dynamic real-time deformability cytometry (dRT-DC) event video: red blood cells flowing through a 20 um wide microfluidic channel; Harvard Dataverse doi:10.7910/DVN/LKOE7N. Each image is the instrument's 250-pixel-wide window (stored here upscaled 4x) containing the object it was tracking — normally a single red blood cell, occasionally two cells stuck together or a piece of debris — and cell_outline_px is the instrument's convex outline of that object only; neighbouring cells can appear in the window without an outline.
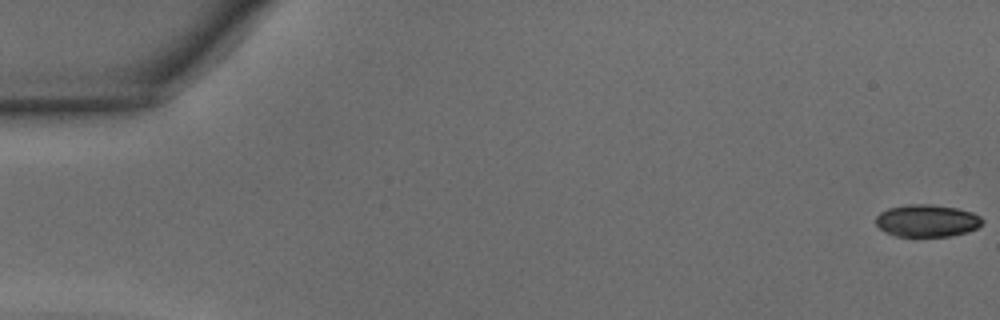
{"species": "common noctule bat (a hibernating species)", "species_latin": "Nyctalus noctula", "temperature_condition": "warm", "stored_images_in_passage": 43, "camera_frame_rate_fps": 3000, "um_per_image_px": 0.085, "animal": {"sex": "male", "body_mass_g": 15.6}, "frame": {"image": 1, "passage_image": 1, "time_ms": 0.0, "image_size_px": [1000, 320], "cell_outline_px": [[984, 220], [976, 228], [968, 232], [952, 236], [896, 236], [884, 232], [876, 224], [876, 216], [880, 212], [888, 208], [908, 204], [932, 204], [956, 208], [972, 212], [980, 216]], "centroid_in_image_um": [78.78, 18.76], "position_along_channel_um": 6.2, "area_um2": 20.11}}
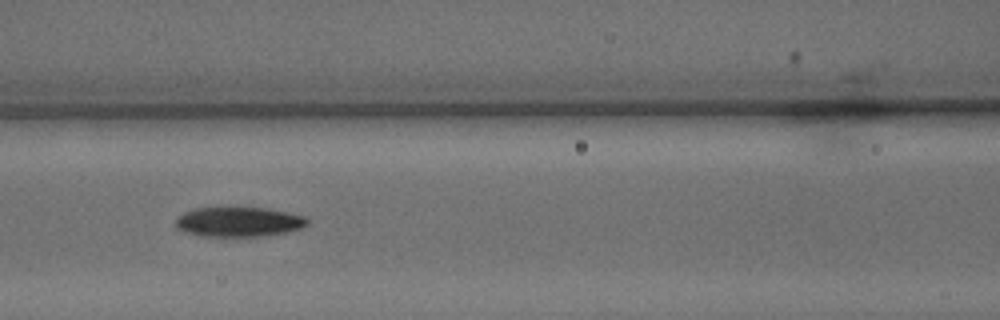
{"frame": {"image": 2, "passage_image": 21, "time_ms": 6.667, "image_size_px": [1000, 320], "cell_outline_px": [[308, 224], [300, 228], [284, 232], [264, 236], [204, 236], [188, 232], [176, 228], [176, 220], [184, 212], [196, 208], [268, 208], [288, 212], [304, 216], [308, 220]], "centroid_in_image_um": [20.31, 18.85], "position_along_channel_um": 146.3, "area_um2": 22.48}}
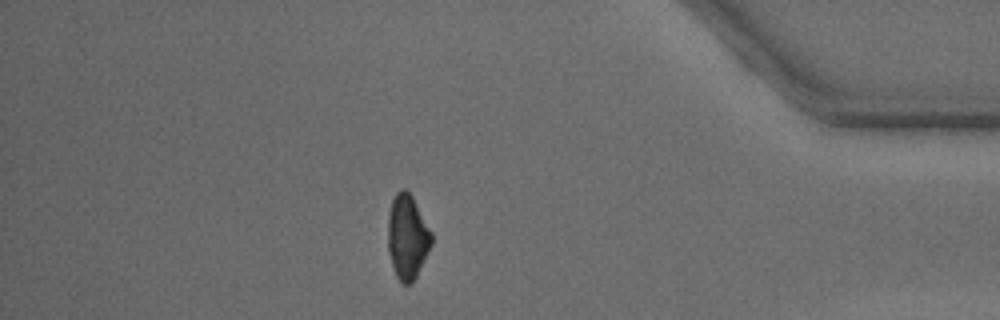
{"frame": {"image": 3, "passage_image": 41, "time_ms": 13.333, "image_size_px": [1000, 320], "cell_outline_px": [[432, 244], [416, 276], [408, 284], [404, 284], [396, 276], [392, 264], [388, 248], [388, 216], [392, 200], [396, 192], [400, 188], [404, 188], [412, 196], [432, 232]], "centroid_in_image_um": [34.62, 20.1], "position_along_channel_um": 400.6, "area_um2": 21.21}}